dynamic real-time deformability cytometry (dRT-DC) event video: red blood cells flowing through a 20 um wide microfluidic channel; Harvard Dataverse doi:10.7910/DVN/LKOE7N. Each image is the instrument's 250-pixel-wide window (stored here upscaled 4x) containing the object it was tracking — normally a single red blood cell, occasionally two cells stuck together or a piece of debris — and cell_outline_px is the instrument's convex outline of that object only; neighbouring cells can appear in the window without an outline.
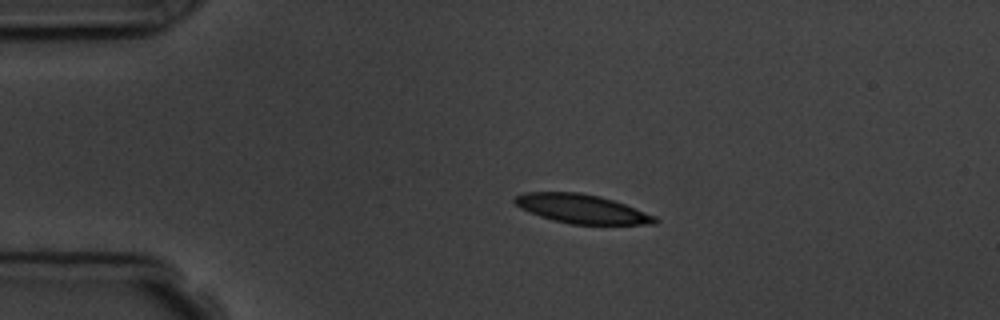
{"species": "common noctule bat (a hibernating species)", "species_latin": "Nyctalus noctula", "temperature_condition": "room temperature", "stored_images_in_passage": 3, "camera_frame_rate_fps": 3000, "um_per_image_px": 0.085, "animal": {"sex": "male", "body_mass_g": 19.5, "forearm_length_mm": 54.6}, "frame": {"image": 1, "passage_image": 2, "time_ms": 1.667, "image_size_px": [1000, 320], "cell_outline_px": [[660, 220], [656, 224], [572, 224], [540, 216], [528, 212], [520, 208], [512, 200], [516, 196], [524, 192], [580, 192], [600, 196], [624, 204], [656, 216]], "centroid_in_image_um": [49.44, 17.74], "position_along_channel_um": 35.6, "area_um2": 23.52}}